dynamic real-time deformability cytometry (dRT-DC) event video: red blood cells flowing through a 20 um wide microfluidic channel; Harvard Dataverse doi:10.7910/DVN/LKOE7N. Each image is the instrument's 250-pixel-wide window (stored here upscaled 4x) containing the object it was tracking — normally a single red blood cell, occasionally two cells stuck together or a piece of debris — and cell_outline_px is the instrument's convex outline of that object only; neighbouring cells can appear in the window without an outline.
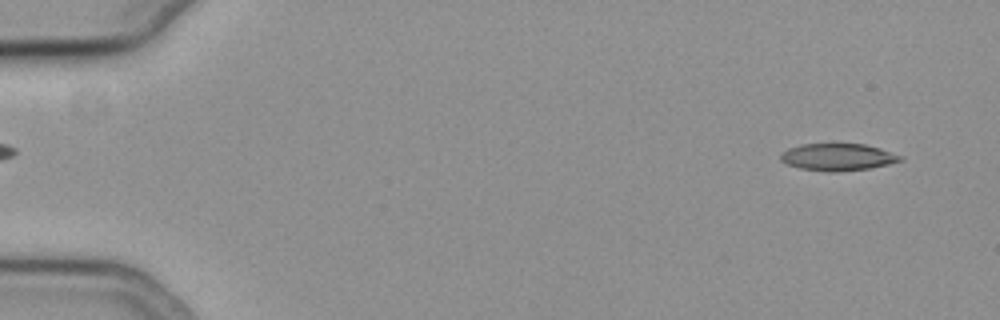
{"species": "common noctule bat (a hibernating species)", "species_latin": "Nyctalus noctula", "temperature_condition": "cold", "stored_images_in_passage": 17, "camera_frame_rate_fps": 3000, "um_per_image_px": 0.085, "animal": {"sex": "female", "body_mass_g": 19.3, "forearm_length_mm": 54.1}, "frame": {"image": 1, "passage_image": 1, "time_ms": 0.0, "image_size_px": [1000, 320], "cell_outline_px": [[904, 160], [872, 168], [836, 172], [824, 172], [800, 168], [788, 164], [780, 160], [780, 156], [788, 148], [800, 144], [864, 144], [880, 148], [904, 156]], "centroid_in_image_um": [71.25, 13.36], "position_along_channel_um": 13.8, "area_um2": 19.02}}
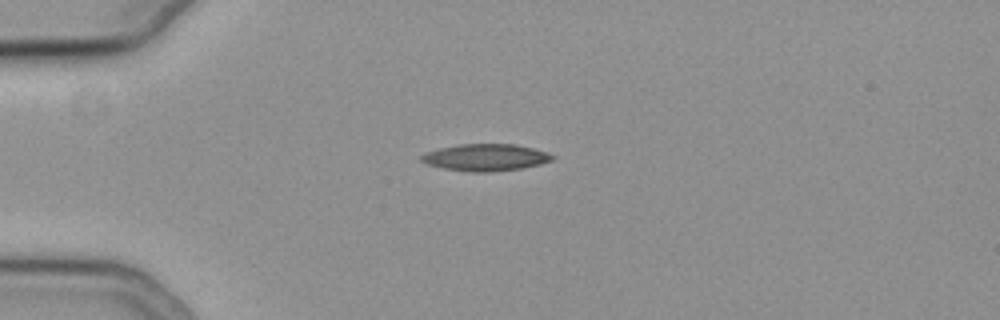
{"frame": {"image": 2, "passage_image": 12, "time_ms": 3.667, "image_size_px": [1000, 320], "cell_outline_px": [[556, 156], [552, 160], [540, 164], [520, 168], [488, 172], [472, 172], [444, 168], [424, 164], [420, 160], [420, 156], [424, 152], [440, 148], [460, 144], [516, 144], [548, 152]], "centroid_in_image_um": [41.25, 13.37], "position_along_channel_um": 43.8, "area_um2": 20.58}}